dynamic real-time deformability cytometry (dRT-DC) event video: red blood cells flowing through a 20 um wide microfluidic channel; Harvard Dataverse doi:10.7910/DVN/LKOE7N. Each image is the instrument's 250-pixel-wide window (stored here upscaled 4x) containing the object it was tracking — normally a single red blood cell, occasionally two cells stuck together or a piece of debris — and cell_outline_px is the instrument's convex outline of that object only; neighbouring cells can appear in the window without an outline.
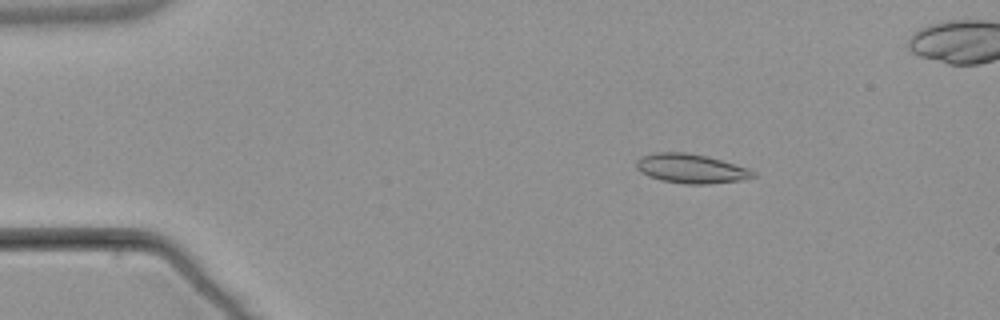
{"species": "common noctule bat (a hibernating species)", "species_latin": "Nyctalus noctula", "temperature_condition": "warm", "stored_images_in_passage": 5, "camera_frame_rate_fps": 3000, "um_per_image_px": 0.085, "animal": {"sex": "male", "body_mass_g": 21.5, "forearm_length_mm": 52.0}, "frame": {"image": 1, "passage_image": 3, "time_ms": 2.333, "image_size_px": [1000, 320], "cell_outline_px": [[756, 176], [740, 180], [708, 184], [684, 184], [660, 180], [648, 176], [640, 172], [636, 168], [636, 160], [640, 156], [656, 152], [684, 152], [704, 156], [720, 160], [748, 168], [756, 172]], "centroid_in_image_um": [58.68, 14.33], "position_along_channel_um": 26.3, "area_um2": 19.88}}